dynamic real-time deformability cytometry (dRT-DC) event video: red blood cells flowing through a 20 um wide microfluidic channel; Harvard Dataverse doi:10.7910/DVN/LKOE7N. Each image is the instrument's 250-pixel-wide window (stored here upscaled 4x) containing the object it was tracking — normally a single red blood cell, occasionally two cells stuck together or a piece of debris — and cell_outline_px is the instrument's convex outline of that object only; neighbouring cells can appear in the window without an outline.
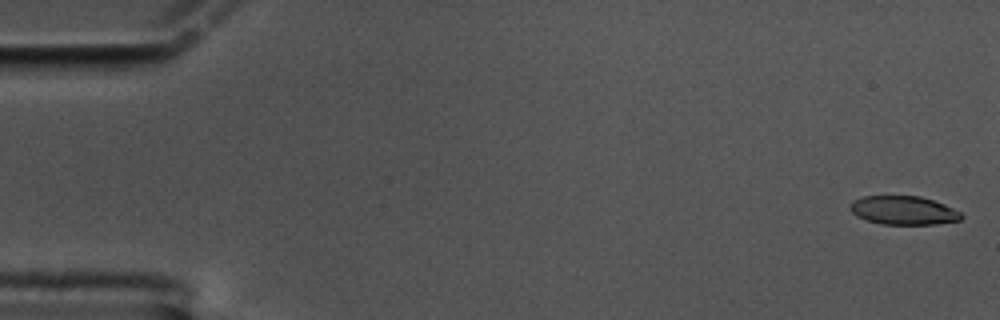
{"species": "common noctule bat (a hibernating species)", "species_latin": "Nyctalus noctula", "temperature_condition": "cold", "stored_images_in_passage": 61, "camera_frame_rate_fps": 3000, "um_per_image_px": 0.085, "animal": {"sex": "male", "body_mass_g": 17.5, "forearm_length_mm": 52.3}, "frame": {"image": 1, "passage_image": 2, "time_ms": 0.333, "image_size_px": [1000, 320], "cell_outline_px": [[964, 216], [960, 220], [936, 224], [880, 224], [856, 216], [848, 208], [852, 200], [864, 196], [920, 196], [944, 204], [960, 212]], "centroid_in_image_um": [76.77, 17.88], "position_along_channel_um": 8.2, "area_um2": 18.55}}
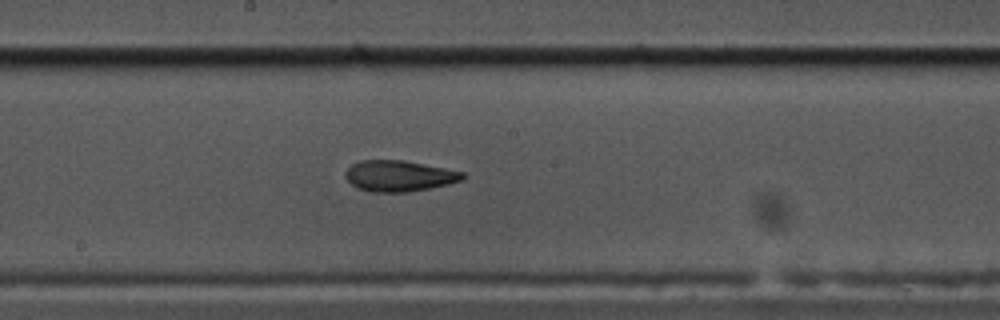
{"frame": {"image": 2, "passage_image": 33, "time_ms": 10.667, "image_size_px": [1000, 320], "cell_outline_px": [[464, 180], [448, 184], [408, 192], [372, 192], [360, 188], [352, 184], [344, 176], [344, 172], [352, 164], [360, 160], [404, 160], [464, 172]], "centroid_in_image_um": [33.91, 14.95], "position_along_channel_um": 214.3, "area_um2": 21.04}}
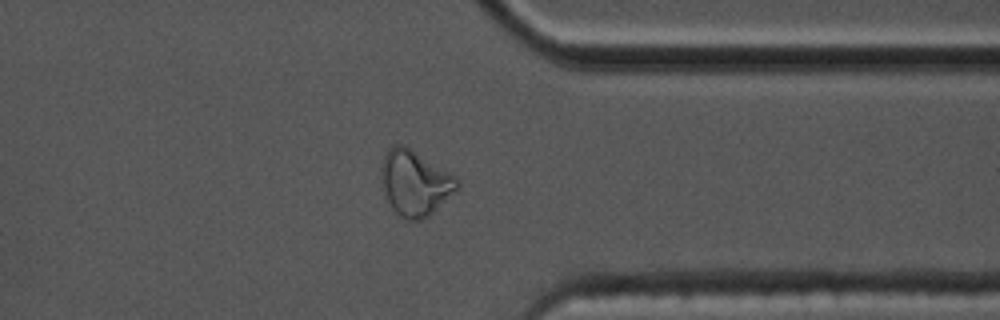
{"frame": {"image": 3, "passage_image": 48, "time_ms": 15.667, "image_size_px": [1000, 320], "cell_outline_px": [[460, 184], [428, 216], [420, 220], [404, 220], [392, 208], [384, 192], [380, 176], [380, 172], [384, 152], [392, 144], [404, 144], [456, 176], [460, 180]], "centroid_in_image_um": [35.22, 15.51], "position_along_channel_um": 376.2, "area_um2": 28.73}, "authors_computed_cell_mechanics": {"area_um2": 20.9814, "velocity_mm_per_s": 3.331, "shape_relaxation_time_tau1_ms": 5.7103, "shape_relaxation_time_tau2_ms": 2.8147, "deformation_change_tau1": 0.1907, "deformation_change_tau2": 0.1095}}